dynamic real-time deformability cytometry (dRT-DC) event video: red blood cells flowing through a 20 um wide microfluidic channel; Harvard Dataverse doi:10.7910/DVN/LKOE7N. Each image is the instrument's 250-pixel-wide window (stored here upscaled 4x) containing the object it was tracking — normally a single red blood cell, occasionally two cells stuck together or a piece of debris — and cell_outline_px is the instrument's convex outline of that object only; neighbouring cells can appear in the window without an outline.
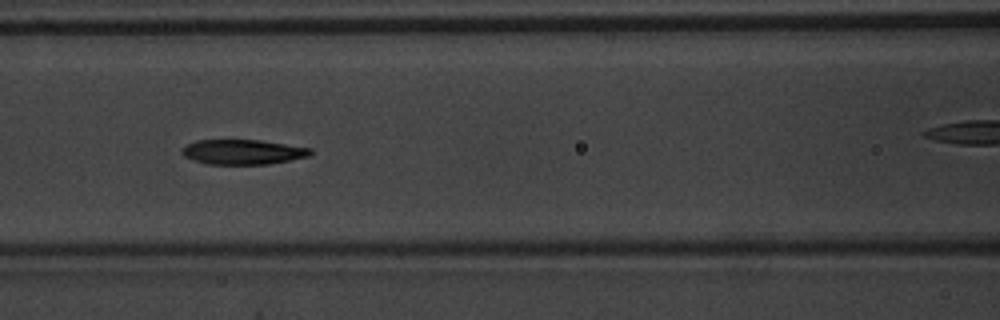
{"species": "common noctule bat (a hibernating species)", "species_latin": "Nyctalus noctula", "temperature_condition": "warm", "stored_images_in_passage": 53, "camera_frame_rate_fps": 3000, "um_per_image_px": 0.085, "animal": {"sex": "male", "body_mass_g": 20.1, "forearm_length_mm": 53.5}, "frame": {"image": 1, "passage_image": 23, "time_ms": 7.333, "image_size_px": [1000, 320], "cell_outline_px": [[312, 152], [308, 156], [268, 164], [208, 164], [192, 160], [184, 156], [180, 152], [180, 148], [196, 140], [260, 140], [312, 148]], "centroid_in_image_um": [20.59, 12.91], "position_along_channel_um": 146.0, "area_um2": 18.61}}
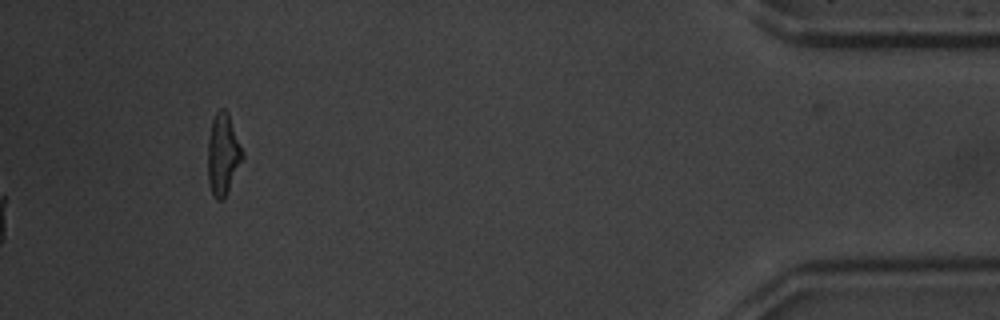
{"frame": {"image": 2, "passage_image": 53, "time_ms": 17.333, "image_size_px": [1000, 320], "cell_outline_px": [[244, 156], [224, 200], [216, 200], [212, 196], [208, 184], [208, 140], [212, 120], [216, 112], [220, 108], [224, 108], [228, 112], [244, 152]], "centroid_in_image_um": [18.95, 13.14], "position_along_channel_um": 416.2, "area_um2": 16.65}, "authors_computed_cell_mechanics": {"area_um2": 19.1896, "velocity_mm_per_s": 3.915, "shape_relaxation_time_tau1_ms": 4.2191, "shape_relaxation_time_tau2_ms": 4.5952, "deformation_change_tau1": 0.1673, "deformation_change_tau2": 0.1212}}